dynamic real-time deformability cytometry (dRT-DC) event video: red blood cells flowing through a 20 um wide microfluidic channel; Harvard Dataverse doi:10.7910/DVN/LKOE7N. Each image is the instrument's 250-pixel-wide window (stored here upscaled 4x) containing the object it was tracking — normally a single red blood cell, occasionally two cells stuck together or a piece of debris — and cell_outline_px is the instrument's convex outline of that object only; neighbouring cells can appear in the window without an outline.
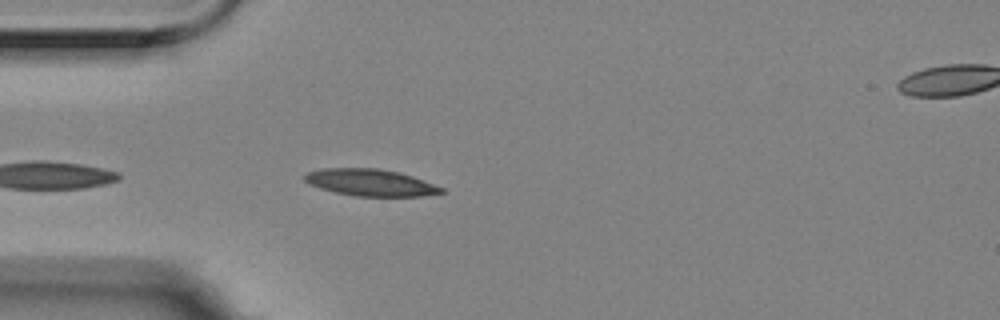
{"species": "Egyptian fruit bat (a non-hibernating species)", "species_latin": "Rousettus aegyptiacus", "temperature_condition": "room temperature", "stored_images_in_passage": 4, "segment_of_instrument_passage": [1, 2], "camera_frame_rate_fps": 3000, "um_per_image_px": 0.085, "animal": {"sex": "female"}, "frame": {"image": 1, "passage_image": 3, "time_ms": 0.667, "image_size_px": [1000, 320], "cell_outline_px": [[444, 192], [420, 196], [356, 196], [336, 192], [320, 188], [304, 180], [304, 176], [308, 172], [320, 168], [376, 168], [400, 172], [412, 176], [444, 188]], "centroid_in_image_um": [31.49, 15.51], "position_along_channel_um": 53.5, "area_um2": 21.15}}